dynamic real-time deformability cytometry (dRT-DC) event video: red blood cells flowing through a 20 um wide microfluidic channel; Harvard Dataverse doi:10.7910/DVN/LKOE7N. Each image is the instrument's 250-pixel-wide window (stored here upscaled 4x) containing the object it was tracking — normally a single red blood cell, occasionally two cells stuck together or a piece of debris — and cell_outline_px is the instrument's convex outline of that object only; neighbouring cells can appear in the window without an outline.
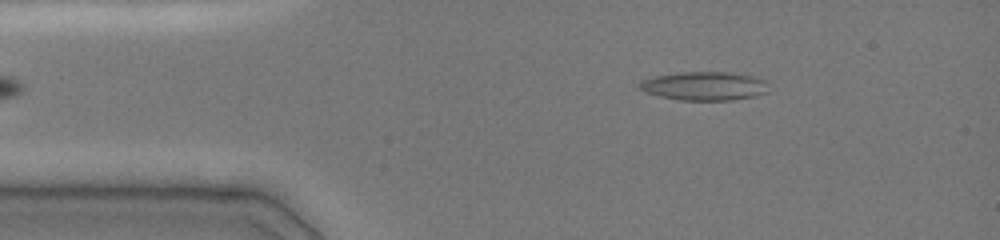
{"species": "common noctule bat (a hibernating species)", "species_latin": "Nyctalus noctula", "temperature_condition": "cold", "stored_images_in_passage": 36, "camera_frame_rate_fps": 3000, "um_per_image_px": 0.085, "animal": {"sex": "female", "body_mass_g": 19.0, "forearm_length_mm": 51.5}, "frame": {"image": 1, "passage_image": 3, "time_ms": 2.0, "image_size_px": [1000, 240], "cell_outline_px": [[764, 92], [752, 96], [732, 100], [680, 100], [660, 96], [644, 92], [640, 88], [640, 84], [644, 80], [656, 76], [680, 72], [732, 72], [764, 80]], "centroid_in_image_um": [59.8, 7.31], "position_along_channel_um": 25.2, "area_um2": 20.92}}
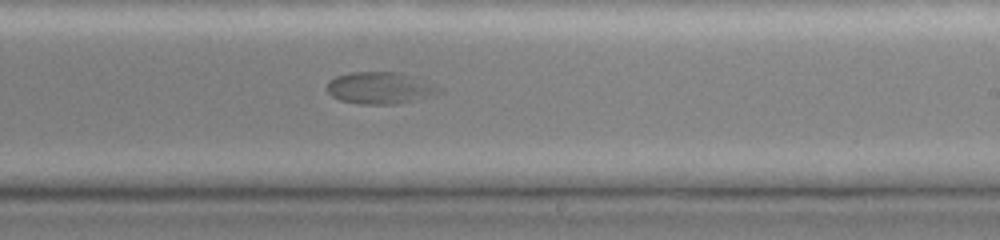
{"frame": {"image": 2, "passage_image": 18, "time_ms": 9.333, "image_size_px": [1000, 240], "cell_outline_px": [[444, 92], [416, 100], [396, 104], [360, 104], [340, 100], [332, 96], [324, 88], [328, 80], [336, 76], [348, 72], [396, 72], [444, 88]], "centroid_in_image_um": [32.25, 7.49], "position_along_channel_um": 256.7, "area_um2": 20.87}}
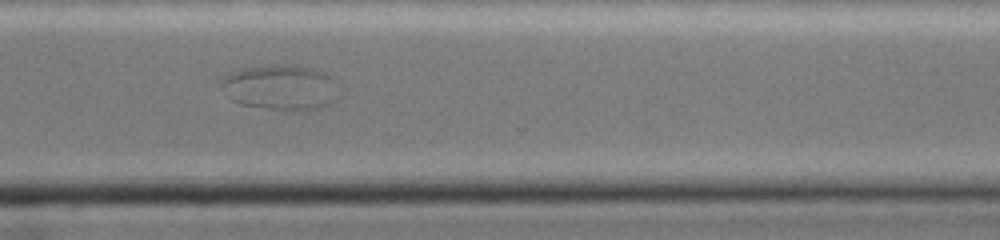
{"frame": {"image": 3, "passage_image": 25, "time_ms": 11.667, "image_size_px": [1000, 240], "cell_outline_px": [[340, 96], [336, 100], [320, 108], [268, 108], [240, 104], [232, 100], [224, 84], [224, 76], [232, 72], [244, 68], [272, 64], [288, 64], [308, 68], [324, 72], [336, 80]], "centroid_in_image_um": [23.94, 7.39], "position_along_channel_um": 346.7, "area_um2": 30.23}}